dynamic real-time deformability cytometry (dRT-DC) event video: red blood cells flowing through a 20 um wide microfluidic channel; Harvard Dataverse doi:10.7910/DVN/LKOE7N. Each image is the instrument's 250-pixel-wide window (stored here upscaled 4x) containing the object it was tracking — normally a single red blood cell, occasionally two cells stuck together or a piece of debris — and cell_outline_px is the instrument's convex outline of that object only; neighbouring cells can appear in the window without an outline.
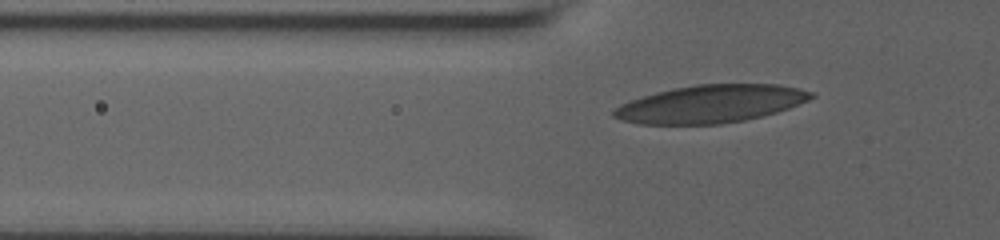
{"species": "human", "species_latin": "Homo sapiens", "temperature_condition": "room temperature", "stored_images_in_passage": 36, "camera_frame_rate_fps": 3000, "um_per_image_px": 0.085, "donor": {"sex": "male"}, "frame": {"image": 1, "passage_image": 2, "time_ms": 0.333, "image_size_px": [1000, 240], "cell_outline_px": [[816, 96], [808, 100], [788, 108], [764, 116], [744, 120], [720, 124], [640, 124], [620, 120], [612, 116], [612, 112], [620, 104], [656, 92], [672, 88], [696, 84], [776, 84], [796, 88], [812, 92]], "centroid_in_image_um": [60.39, 8.83], "position_along_channel_um": 65.4, "area_um2": 43.29}}
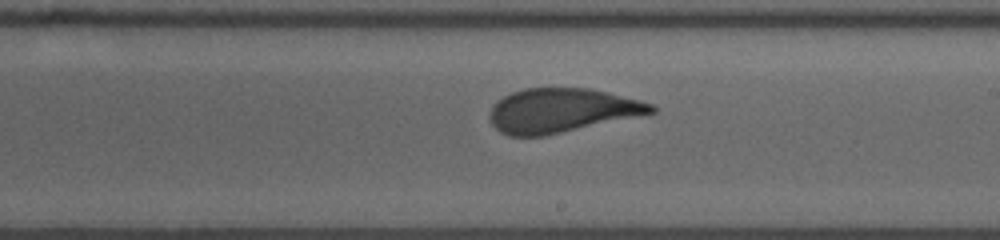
{"frame": {"image": 2, "passage_image": 20, "time_ms": 5.333, "image_size_px": [1000, 240], "cell_outline_px": [[656, 112], [544, 136], [508, 136], [500, 132], [492, 124], [488, 116], [488, 112], [492, 104], [496, 100], [512, 92], [524, 88], [592, 88], [640, 100], [652, 104], [656, 108]], "centroid_in_image_um": [47.68, 9.38], "position_along_channel_um": 241.3, "area_um2": 41.62}}
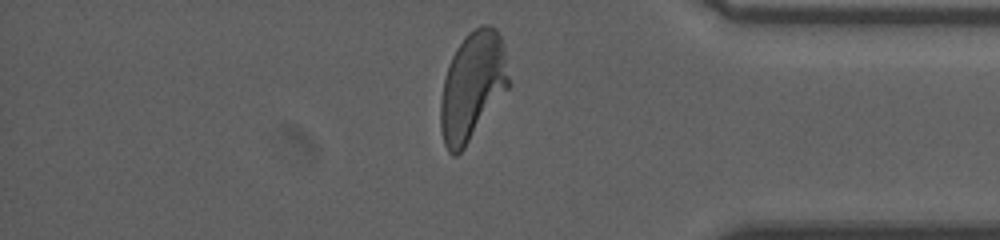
{"frame": {"image": 3, "passage_image": 32, "time_ms": 10.0, "image_size_px": [1000, 240], "cell_outline_px": [[508, 88], [464, 148], [456, 156], [452, 156], [448, 152], [444, 144], [440, 128], [440, 100], [444, 80], [448, 64], [456, 48], [464, 36], [468, 32], [480, 24], [488, 24], [496, 28], [504, 44], [508, 76]], "centroid_in_image_um": [40.13, 7.3], "position_along_channel_um": 395.1, "area_um2": 43.0}, "authors_computed_cell_mechanics": {"area_um2": 42.6564, "velocity_mm_per_s": 3.6377, "shape_relaxation_time_tau1_ms": 4.6591, "shape_relaxation_time_tau2_ms": 0.8247, "deformation_change_tau1": 0.1875, "deformation_change_tau2": 0.0853}}